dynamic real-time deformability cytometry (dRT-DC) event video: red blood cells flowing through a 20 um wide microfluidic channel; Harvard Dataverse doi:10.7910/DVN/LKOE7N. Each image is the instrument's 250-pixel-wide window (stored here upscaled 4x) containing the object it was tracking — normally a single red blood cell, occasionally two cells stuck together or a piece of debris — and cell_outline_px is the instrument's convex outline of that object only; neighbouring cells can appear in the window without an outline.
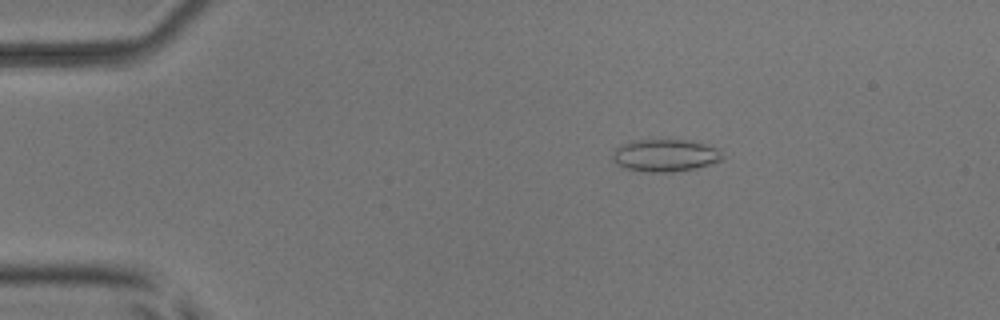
{"species": "common noctule bat (a hibernating species)", "species_latin": "Nyctalus noctula", "temperature_condition": "room temperature", "stored_images_in_passage": 5, "camera_frame_rate_fps": 3000, "um_per_image_px": 0.085, "animal": {"sex": "male", "body_mass_g": 17.9, "forearm_length_mm": 54.2}, "frame": {"image": 1, "passage_image": 3, "time_ms": 0.667, "image_size_px": [1000, 320], "cell_outline_px": [[724, 160], [696, 168], [672, 172], [648, 172], [624, 168], [616, 164], [612, 160], [612, 152], [620, 144], [632, 140], [688, 140], [720, 148], [724, 156]], "centroid_in_image_um": [56.54, 13.21], "position_along_channel_um": 28.5, "area_um2": 21.04}}